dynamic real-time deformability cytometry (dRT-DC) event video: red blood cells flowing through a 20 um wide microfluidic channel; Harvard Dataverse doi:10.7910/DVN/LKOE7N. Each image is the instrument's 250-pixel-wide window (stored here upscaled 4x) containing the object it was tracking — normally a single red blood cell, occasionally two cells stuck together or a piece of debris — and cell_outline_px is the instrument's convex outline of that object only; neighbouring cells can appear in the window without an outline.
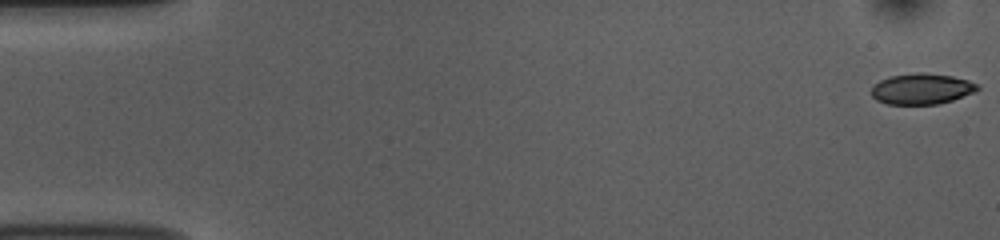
{"species": "common noctule bat (a hibernating species)", "species_latin": "Nyctalus noctula", "temperature_condition": "room temperature", "stored_images_in_passage": 54, "camera_frame_rate_fps": 3000, "um_per_image_px": 0.085, "animal": {"sex": "female", "body_mass_g": 10.0, "forearm_length_mm": 53.1}, "frame": {"image": 1, "passage_image": 1, "time_ms": 0.0, "image_size_px": [1000, 240], "cell_outline_px": [[980, 88], [976, 92], [952, 100], [936, 104], [888, 104], [876, 100], [872, 96], [872, 88], [880, 80], [888, 76], [920, 72], [924, 72], [952, 76], [968, 80], [980, 84]], "centroid_in_image_um": [78.38, 7.54], "position_along_channel_um": 6.6, "area_um2": 19.13}}
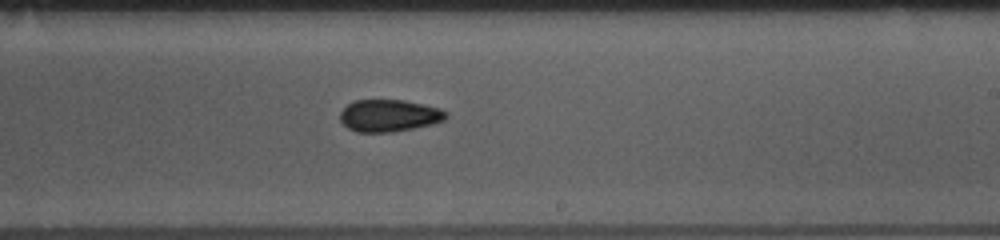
{"frame": {"image": 2, "passage_image": 32, "time_ms": 10.333, "image_size_px": [1000, 240], "cell_outline_px": [[448, 116], [444, 120], [432, 124], [392, 132], [356, 132], [348, 128], [340, 120], [340, 112], [348, 104], [356, 100], [404, 100], [424, 104], [440, 108], [448, 112]], "centroid_in_image_um": [33.09, 9.82], "position_along_channel_um": 255.9, "area_um2": 19.83}}
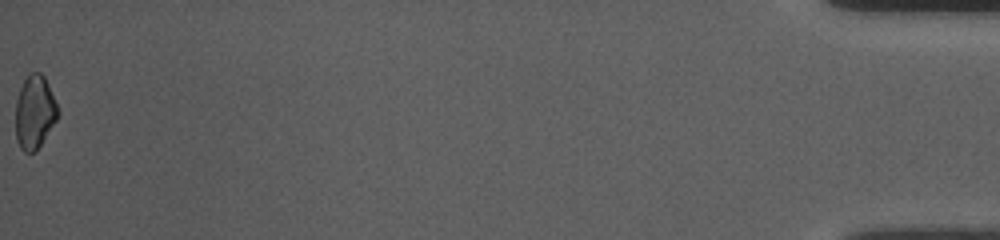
{"frame": {"image": 3, "passage_image": 54, "time_ms": 17.667, "image_size_px": [1000, 240], "cell_outline_px": [[60, 112], [56, 120], [36, 152], [24, 152], [20, 148], [16, 140], [16, 100], [20, 88], [28, 72], [40, 72], [44, 76], [48, 84]], "centroid_in_image_um": [2.94, 9.53], "position_along_channel_um": 432.3, "area_um2": 18.15}, "authors_computed_cell_mechanics": {"area_um2": 19.5653, "velocity_mm_per_s": 3.7567, "shape_relaxation_time_tau1_ms": null, "shape_relaxation_time_tau2_ms": 8.9757, "deformation_change_tau1": null, "deformation_change_tau2": 0.1364}}